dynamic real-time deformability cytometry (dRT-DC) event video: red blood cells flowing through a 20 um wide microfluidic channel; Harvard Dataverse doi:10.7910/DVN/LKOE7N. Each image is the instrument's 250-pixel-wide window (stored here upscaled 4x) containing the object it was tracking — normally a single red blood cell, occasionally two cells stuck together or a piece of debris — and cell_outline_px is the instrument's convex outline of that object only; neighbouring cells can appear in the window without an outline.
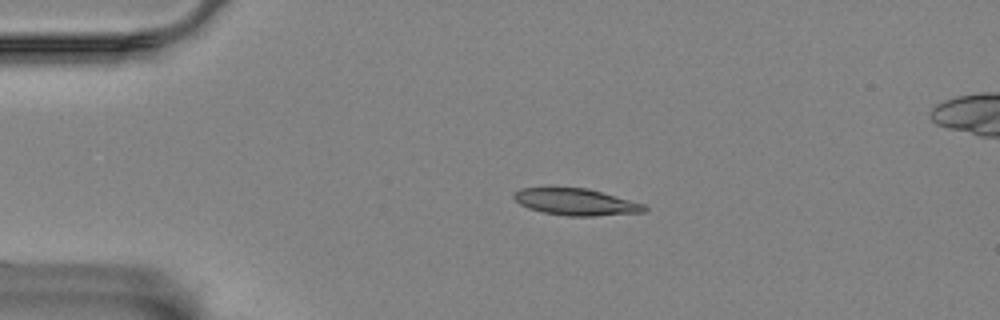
{"species": "Egyptian fruit bat (a non-hibernating species)", "species_latin": "Rousettus aegyptiacus", "temperature_condition": "room temperature", "stored_images_in_passage": 39, "camera_frame_rate_fps": 3000, "um_per_image_px": 0.085, "animal": {"sex": "female"}, "frame": {"image": 1, "passage_image": 1, "time_ms": 0.0, "image_size_px": [1000, 320], "cell_outline_px": [[648, 208], [644, 212], [596, 216], [568, 216], [544, 212], [528, 208], [520, 204], [512, 196], [512, 192], [520, 188], [552, 184], [588, 188], [644, 204]], "centroid_in_image_um": [48.85, 17.11], "position_along_channel_um": 36.1, "area_um2": 21.21}}
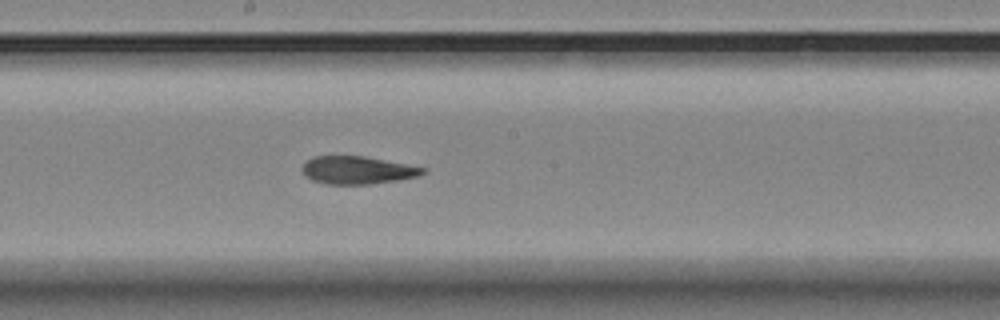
{"frame": {"image": 2, "passage_image": 20, "time_ms": 6.333, "image_size_px": [1000, 320], "cell_outline_px": [[428, 168], [424, 172], [416, 176], [396, 180], [368, 184], [328, 184], [312, 180], [304, 176], [300, 168], [312, 156], [364, 156]], "centroid_in_image_um": [30.33, 14.45], "position_along_channel_um": 217.9, "area_um2": 19.42}}
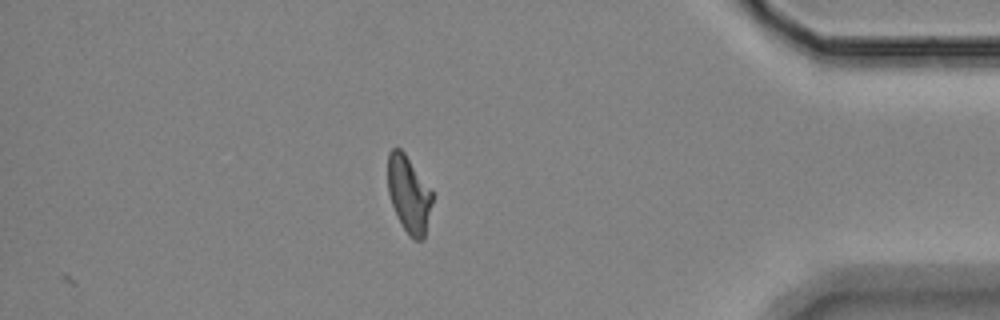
{"frame": {"image": 3, "passage_image": 39, "time_ms": 12.667, "image_size_px": [1000, 320], "cell_outline_px": [[432, 200], [424, 240], [412, 240], [408, 236], [392, 204], [388, 192], [388, 152], [392, 148], [400, 148], [404, 152], [432, 192]], "centroid_in_image_um": [34.74, 16.52], "position_along_channel_um": 400.5, "area_um2": 19.54}, "authors_computed_cell_mechanics": {"area_um2": 20.3456, "velocity_mm_per_s": 3.4355, "shape_relaxation_time_tau1_ms": null, "shape_relaxation_time_tau2_ms": 6.0408, "deformation_change_tau1": null, "deformation_change_tau2": 0.1434}}